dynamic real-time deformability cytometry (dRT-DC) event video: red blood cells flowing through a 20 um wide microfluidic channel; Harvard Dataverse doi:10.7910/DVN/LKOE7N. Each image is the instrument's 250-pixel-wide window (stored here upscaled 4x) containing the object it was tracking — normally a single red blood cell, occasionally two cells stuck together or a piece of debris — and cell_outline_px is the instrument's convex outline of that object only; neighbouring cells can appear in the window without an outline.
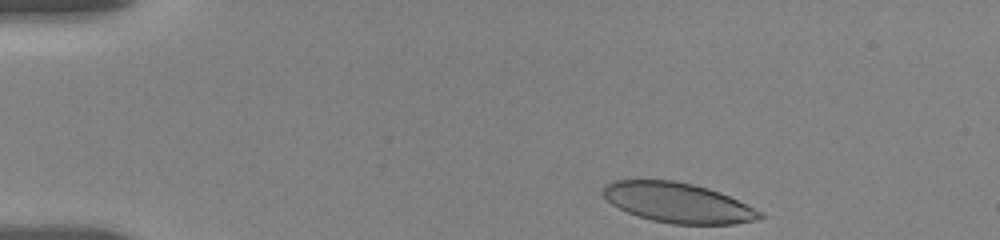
{"species": "human", "species_latin": "Homo sapiens", "temperature_condition": "room temperature", "stored_images_in_passage": 11, "camera_frame_rate_fps": 3000, "um_per_image_px": 0.085, "donor": {"sex": "female"}, "frame": {"image": 1, "passage_image": 1, "time_ms": 0.0, "image_size_px": [1000, 240], "cell_outline_px": [[764, 216], [756, 220], [736, 224], [672, 224], [652, 220], [628, 212], [612, 204], [604, 196], [604, 184], [612, 180], [672, 180], [692, 184], [708, 188], [720, 192], [764, 212]], "centroid_in_image_um": [57.66, 17.23], "position_along_channel_um": 27.3, "area_um2": 36.36}}
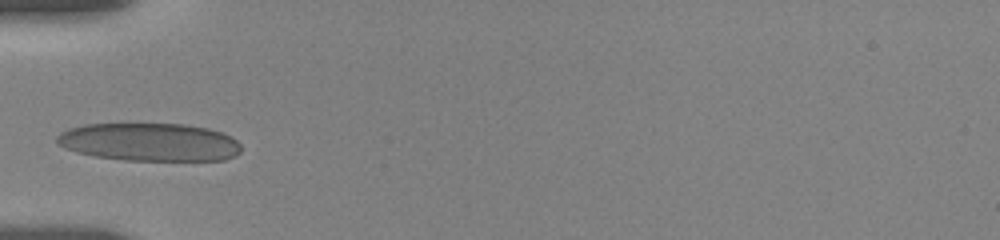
{"frame": {"image": 2, "passage_image": 10, "time_ms": 3.333, "image_size_px": [1000, 240], "cell_outline_px": [[240, 152], [236, 156], [224, 160], [124, 160], [96, 156], [76, 152], [64, 148], [56, 140], [56, 136], [60, 132], [68, 128], [84, 124], [184, 124], [208, 128], [232, 136], [240, 144]], "centroid_in_image_um": [12.71, 12.07], "position_along_channel_um": 72.3, "area_um2": 40.92}}